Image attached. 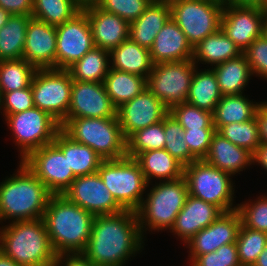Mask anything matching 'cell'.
Wrapping results in <instances>:
<instances>
[{"mask_svg":"<svg viewBox=\"0 0 267 266\" xmlns=\"http://www.w3.org/2000/svg\"><path fill=\"white\" fill-rule=\"evenodd\" d=\"M222 213L224 212L219 207L188 195L185 205L170 230L186 243L200 230L213 223Z\"/></svg>","mask_w":267,"mask_h":266,"instance_id":"cell-22","label":"cell"},{"mask_svg":"<svg viewBox=\"0 0 267 266\" xmlns=\"http://www.w3.org/2000/svg\"><path fill=\"white\" fill-rule=\"evenodd\" d=\"M144 175L147 184L152 178L160 181L177 180L183 176L184 166L165 149L149 150L134 158Z\"/></svg>","mask_w":267,"mask_h":266,"instance_id":"cell-27","label":"cell"},{"mask_svg":"<svg viewBox=\"0 0 267 266\" xmlns=\"http://www.w3.org/2000/svg\"><path fill=\"white\" fill-rule=\"evenodd\" d=\"M63 195L94 216L112 215L124 211L98 172L77 176Z\"/></svg>","mask_w":267,"mask_h":266,"instance_id":"cell-15","label":"cell"},{"mask_svg":"<svg viewBox=\"0 0 267 266\" xmlns=\"http://www.w3.org/2000/svg\"><path fill=\"white\" fill-rule=\"evenodd\" d=\"M110 53L94 47L67 70L73 80L104 83L110 69Z\"/></svg>","mask_w":267,"mask_h":266,"instance_id":"cell-34","label":"cell"},{"mask_svg":"<svg viewBox=\"0 0 267 266\" xmlns=\"http://www.w3.org/2000/svg\"><path fill=\"white\" fill-rule=\"evenodd\" d=\"M60 126L74 141L89 146L104 160L127 156V142L117 115L113 118H65Z\"/></svg>","mask_w":267,"mask_h":266,"instance_id":"cell-5","label":"cell"},{"mask_svg":"<svg viewBox=\"0 0 267 266\" xmlns=\"http://www.w3.org/2000/svg\"><path fill=\"white\" fill-rule=\"evenodd\" d=\"M242 52L235 43L219 29L207 36L193 48V62L216 66L222 62L238 57Z\"/></svg>","mask_w":267,"mask_h":266,"instance_id":"cell-30","label":"cell"},{"mask_svg":"<svg viewBox=\"0 0 267 266\" xmlns=\"http://www.w3.org/2000/svg\"><path fill=\"white\" fill-rule=\"evenodd\" d=\"M0 250L21 266H54L57 256L43 218L2 226Z\"/></svg>","mask_w":267,"mask_h":266,"instance_id":"cell-4","label":"cell"},{"mask_svg":"<svg viewBox=\"0 0 267 266\" xmlns=\"http://www.w3.org/2000/svg\"><path fill=\"white\" fill-rule=\"evenodd\" d=\"M0 266H21L0 250Z\"/></svg>","mask_w":267,"mask_h":266,"instance_id":"cell-54","label":"cell"},{"mask_svg":"<svg viewBox=\"0 0 267 266\" xmlns=\"http://www.w3.org/2000/svg\"><path fill=\"white\" fill-rule=\"evenodd\" d=\"M238 259L241 266H253L265 249L267 233L249 229L241 224L236 240Z\"/></svg>","mask_w":267,"mask_h":266,"instance_id":"cell-40","label":"cell"},{"mask_svg":"<svg viewBox=\"0 0 267 266\" xmlns=\"http://www.w3.org/2000/svg\"><path fill=\"white\" fill-rule=\"evenodd\" d=\"M169 113L183 129L215 128L213 113L199 109L188 102L173 106Z\"/></svg>","mask_w":267,"mask_h":266,"instance_id":"cell-42","label":"cell"},{"mask_svg":"<svg viewBox=\"0 0 267 266\" xmlns=\"http://www.w3.org/2000/svg\"><path fill=\"white\" fill-rule=\"evenodd\" d=\"M149 50L153 64L179 62L193 58L192 46L172 18L158 32Z\"/></svg>","mask_w":267,"mask_h":266,"instance_id":"cell-23","label":"cell"},{"mask_svg":"<svg viewBox=\"0 0 267 266\" xmlns=\"http://www.w3.org/2000/svg\"><path fill=\"white\" fill-rule=\"evenodd\" d=\"M215 132V128L184 129V138L189 150L198 160H204L207 156Z\"/></svg>","mask_w":267,"mask_h":266,"instance_id":"cell-48","label":"cell"},{"mask_svg":"<svg viewBox=\"0 0 267 266\" xmlns=\"http://www.w3.org/2000/svg\"><path fill=\"white\" fill-rule=\"evenodd\" d=\"M262 35L267 39V13H266V16H265L264 22H263Z\"/></svg>","mask_w":267,"mask_h":266,"instance_id":"cell-57","label":"cell"},{"mask_svg":"<svg viewBox=\"0 0 267 266\" xmlns=\"http://www.w3.org/2000/svg\"><path fill=\"white\" fill-rule=\"evenodd\" d=\"M127 156L135 158L138 154L149 151L164 149V119L134 132L127 140Z\"/></svg>","mask_w":267,"mask_h":266,"instance_id":"cell-38","label":"cell"},{"mask_svg":"<svg viewBox=\"0 0 267 266\" xmlns=\"http://www.w3.org/2000/svg\"><path fill=\"white\" fill-rule=\"evenodd\" d=\"M164 134V149L183 166L198 160L189 150L183 127L170 113L164 118Z\"/></svg>","mask_w":267,"mask_h":266,"instance_id":"cell-39","label":"cell"},{"mask_svg":"<svg viewBox=\"0 0 267 266\" xmlns=\"http://www.w3.org/2000/svg\"><path fill=\"white\" fill-rule=\"evenodd\" d=\"M87 14L95 47L107 51L129 38V26L122 17L100 9L95 3L82 6Z\"/></svg>","mask_w":267,"mask_h":266,"instance_id":"cell-21","label":"cell"},{"mask_svg":"<svg viewBox=\"0 0 267 266\" xmlns=\"http://www.w3.org/2000/svg\"><path fill=\"white\" fill-rule=\"evenodd\" d=\"M53 143L67 157L69 168L76 177L97 172L104 160L92 148L74 141L62 129L57 132Z\"/></svg>","mask_w":267,"mask_h":266,"instance_id":"cell-26","label":"cell"},{"mask_svg":"<svg viewBox=\"0 0 267 266\" xmlns=\"http://www.w3.org/2000/svg\"><path fill=\"white\" fill-rule=\"evenodd\" d=\"M7 125L13 131L16 146L23 161L32 151L53 143L60 123L48 112L33 107L26 111L8 115Z\"/></svg>","mask_w":267,"mask_h":266,"instance_id":"cell-10","label":"cell"},{"mask_svg":"<svg viewBox=\"0 0 267 266\" xmlns=\"http://www.w3.org/2000/svg\"><path fill=\"white\" fill-rule=\"evenodd\" d=\"M217 132L234 145L245 148L252 154L261 144L256 116L247 122L223 125Z\"/></svg>","mask_w":267,"mask_h":266,"instance_id":"cell-41","label":"cell"},{"mask_svg":"<svg viewBox=\"0 0 267 266\" xmlns=\"http://www.w3.org/2000/svg\"><path fill=\"white\" fill-rule=\"evenodd\" d=\"M253 75L267 80V39L261 35L243 52Z\"/></svg>","mask_w":267,"mask_h":266,"instance_id":"cell-47","label":"cell"},{"mask_svg":"<svg viewBox=\"0 0 267 266\" xmlns=\"http://www.w3.org/2000/svg\"><path fill=\"white\" fill-rule=\"evenodd\" d=\"M33 107L34 103L31 86L11 92H0V110L3 108L5 118L8 115L26 111Z\"/></svg>","mask_w":267,"mask_h":266,"instance_id":"cell-46","label":"cell"},{"mask_svg":"<svg viewBox=\"0 0 267 266\" xmlns=\"http://www.w3.org/2000/svg\"><path fill=\"white\" fill-rule=\"evenodd\" d=\"M191 266H241L236 243L220 246L216 251L196 256Z\"/></svg>","mask_w":267,"mask_h":266,"instance_id":"cell-45","label":"cell"},{"mask_svg":"<svg viewBox=\"0 0 267 266\" xmlns=\"http://www.w3.org/2000/svg\"><path fill=\"white\" fill-rule=\"evenodd\" d=\"M171 18L168 0H152L145 11L129 26V38L150 49L156 35Z\"/></svg>","mask_w":267,"mask_h":266,"instance_id":"cell-24","label":"cell"},{"mask_svg":"<svg viewBox=\"0 0 267 266\" xmlns=\"http://www.w3.org/2000/svg\"><path fill=\"white\" fill-rule=\"evenodd\" d=\"M117 109L104 83L73 80L66 118H113Z\"/></svg>","mask_w":267,"mask_h":266,"instance_id":"cell-18","label":"cell"},{"mask_svg":"<svg viewBox=\"0 0 267 266\" xmlns=\"http://www.w3.org/2000/svg\"><path fill=\"white\" fill-rule=\"evenodd\" d=\"M36 71L23 58L0 61V92L30 87Z\"/></svg>","mask_w":267,"mask_h":266,"instance_id":"cell-37","label":"cell"},{"mask_svg":"<svg viewBox=\"0 0 267 266\" xmlns=\"http://www.w3.org/2000/svg\"><path fill=\"white\" fill-rule=\"evenodd\" d=\"M56 69L67 70L95 47L87 14L81 10L56 26Z\"/></svg>","mask_w":267,"mask_h":266,"instance_id":"cell-14","label":"cell"},{"mask_svg":"<svg viewBox=\"0 0 267 266\" xmlns=\"http://www.w3.org/2000/svg\"><path fill=\"white\" fill-rule=\"evenodd\" d=\"M224 5L259 8V0H222Z\"/></svg>","mask_w":267,"mask_h":266,"instance_id":"cell-53","label":"cell"},{"mask_svg":"<svg viewBox=\"0 0 267 266\" xmlns=\"http://www.w3.org/2000/svg\"><path fill=\"white\" fill-rule=\"evenodd\" d=\"M241 224L242 219L237 209L222 213L213 223L186 242L190 250L189 260L214 252L222 245L235 243Z\"/></svg>","mask_w":267,"mask_h":266,"instance_id":"cell-19","label":"cell"},{"mask_svg":"<svg viewBox=\"0 0 267 266\" xmlns=\"http://www.w3.org/2000/svg\"><path fill=\"white\" fill-rule=\"evenodd\" d=\"M253 266H267V243L265 249L259 254L258 259Z\"/></svg>","mask_w":267,"mask_h":266,"instance_id":"cell-55","label":"cell"},{"mask_svg":"<svg viewBox=\"0 0 267 266\" xmlns=\"http://www.w3.org/2000/svg\"><path fill=\"white\" fill-rule=\"evenodd\" d=\"M188 195L184 176L177 180L156 183L136 211L142 236L144 237L143 232L147 228L151 231L171 229Z\"/></svg>","mask_w":267,"mask_h":266,"instance_id":"cell-6","label":"cell"},{"mask_svg":"<svg viewBox=\"0 0 267 266\" xmlns=\"http://www.w3.org/2000/svg\"><path fill=\"white\" fill-rule=\"evenodd\" d=\"M211 68L216 75L222 96L242 94L253 75L244 53Z\"/></svg>","mask_w":267,"mask_h":266,"instance_id":"cell-29","label":"cell"},{"mask_svg":"<svg viewBox=\"0 0 267 266\" xmlns=\"http://www.w3.org/2000/svg\"><path fill=\"white\" fill-rule=\"evenodd\" d=\"M10 16L11 14L8 11L0 7V28L7 23Z\"/></svg>","mask_w":267,"mask_h":266,"instance_id":"cell-56","label":"cell"},{"mask_svg":"<svg viewBox=\"0 0 267 266\" xmlns=\"http://www.w3.org/2000/svg\"><path fill=\"white\" fill-rule=\"evenodd\" d=\"M0 7L11 15H32L33 0H0Z\"/></svg>","mask_w":267,"mask_h":266,"instance_id":"cell-49","label":"cell"},{"mask_svg":"<svg viewBox=\"0 0 267 266\" xmlns=\"http://www.w3.org/2000/svg\"><path fill=\"white\" fill-rule=\"evenodd\" d=\"M204 161L234 176L253 164V154L234 145L216 131L211 138L210 149Z\"/></svg>","mask_w":267,"mask_h":266,"instance_id":"cell-25","label":"cell"},{"mask_svg":"<svg viewBox=\"0 0 267 266\" xmlns=\"http://www.w3.org/2000/svg\"><path fill=\"white\" fill-rule=\"evenodd\" d=\"M259 137L261 143H267V102H260L256 111Z\"/></svg>","mask_w":267,"mask_h":266,"instance_id":"cell-51","label":"cell"},{"mask_svg":"<svg viewBox=\"0 0 267 266\" xmlns=\"http://www.w3.org/2000/svg\"><path fill=\"white\" fill-rule=\"evenodd\" d=\"M111 69L136 74L147 79L153 67L150 50L130 38L110 52Z\"/></svg>","mask_w":267,"mask_h":266,"instance_id":"cell-28","label":"cell"},{"mask_svg":"<svg viewBox=\"0 0 267 266\" xmlns=\"http://www.w3.org/2000/svg\"><path fill=\"white\" fill-rule=\"evenodd\" d=\"M189 195L219 207L223 212L237 209L233 207V181L230 174L197 160L184 166Z\"/></svg>","mask_w":267,"mask_h":266,"instance_id":"cell-9","label":"cell"},{"mask_svg":"<svg viewBox=\"0 0 267 266\" xmlns=\"http://www.w3.org/2000/svg\"><path fill=\"white\" fill-rule=\"evenodd\" d=\"M171 18L194 48L220 29L222 0H168Z\"/></svg>","mask_w":267,"mask_h":266,"instance_id":"cell-8","label":"cell"},{"mask_svg":"<svg viewBox=\"0 0 267 266\" xmlns=\"http://www.w3.org/2000/svg\"><path fill=\"white\" fill-rule=\"evenodd\" d=\"M195 68L193 60L154 64L146 88L170 110L186 102Z\"/></svg>","mask_w":267,"mask_h":266,"instance_id":"cell-12","label":"cell"},{"mask_svg":"<svg viewBox=\"0 0 267 266\" xmlns=\"http://www.w3.org/2000/svg\"><path fill=\"white\" fill-rule=\"evenodd\" d=\"M259 8L267 11V0H259Z\"/></svg>","mask_w":267,"mask_h":266,"instance_id":"cell-58","label":"cell"},{"mask_svg":"<svg viewBox=\"0 0 267 266\" xmlns=\"http://www.w3.org/2000/svg\"><path fill=\"white\" fill-rule=\"evenodd\" d=\"M257 198L254 202L237 204V210L245 227L267 233V197Z\"/></svg>","mask_w":267,"mask_h":266,"instance_id":"cell-43","label":"cell"},{"mask_svg":"<svg viewBox=\"0 0 267 266\" xmlns=\"http://www.w3.org/2000/svg\"><path fill=\"white\" fill-rule=\"evenodd\" d=\"M53 194L20 161L17 173L0 182V222L41 219Z\"/></svg>","mask_w":267,"mask_h":266,"instance_id":"cell-3","label":"cell"},{"mask_svg":"<svg viewBox=\"0 0 267 266\" xmlns=\"http://www.w3.org/2000/svg\"><path fill=\"white\" fill-rule=\"evenodd\" d=\"M94 217L64 195H52L43 220L55 254L83 253L90 238Z\"/></svg>","mask_w":267,"mask_h":266,"instance_id":"cell-2","label":"cell"},{"mask_svg":"<svg viewBox=\"0 0 267 266\" xmlns=\"http://www.w3.org/2000/svg\"><path fill=\"white\" fill-rule=\"evenodd\" d=\"M259 103L247 99L243 94L222 96L213 112V125L218 131L223 125L247 122L256 116Z\"/></svg>","mask_w":267,"mask_h":266,"instance_id":"cell-31","label":"cell"},{"mask_svg":"<svg viewBox=\"0 0 267 266\" xmlns=\"http://www.w3.org/2000/svg\"><path fill=\"white\" fill-rule=\"evenodd\" d=\"M82 6L95 3L97 0H77Z\"/></svg>","mask_w":267,"mask_h":266,"instance_id":"cell-59","label":"cell"},{"mask_svg":"<svg viewBox=\"0 0 267 266\" xmlns=\"http://www.w3.org/2000/svg\"><path fill=\"white\" fill-rule=\"evenodd\" d=\"M97 172L117 203L124 210L136 212L149 187L138 162L128 156L103 160Z\"/></svg>","mask_w":267,"mask_h":266,"instance_id":"cell-7","label":"cell"},{"mask_svg":"<svg viewBox=\"0 0 267 266\" xmlns=\"http://www.w3.org/2000/svg\"><path fill=\"white\" fill-rule=\"evenodd\" d=\"M104 86L117 109L141 94L147 87V79L136 74L110 68L104 79Z\"/></svg>","mask_w":267,"mask_h":266,"instance_id":"cell-32","label":"cell"},{"mask_svg":"<svg viewBox=\"0 0 267 266\" xmlns=\"http://www.w3.org/2000/svg\"><path fill=\"white\" fill-rule=\"evenodd\" d=\"M31 15H11L0 28V61L20 59L23 56L27 24Z\"/></svg>","mask_w":267,"mask_h":266,"instance_id":"cell-35","label":"cell"},{"mask_svg":"<svg viewBox=\"0 0 267 266\" xmlns=\"http://www.w3.org/2000/svg\"><path fill=\"white\" fill-rule=\"evenodd\" d=\"M221 98L222 94L212 68L198 72L196 67L186 102L213 113Z\"/></svg>","mask_w":267,"mask_h":266,"instance_id":"cell-33","label":"cell"},{"mask_svg":"<svg viewBox=\"0 0 267 266\" xmlns=\"http://www.w3.org/2000/svg\"><path fill=\"white\" fill-rule=\"evenodd\" d=\"M143 241L136 212L97 215L83 254L95 266H124L130 257L142 251Z\"/></svg>","mask_w":267,"mask_h":266,"instance_id":"cell-1","label":"cell"},{"mask_svg":"<svg viewBox=\"0 0 267 266\" xmlns=\"http://www.w3.org/2000/svg\"><path fill=\"white\" fill-rule=\"evenodd\" d=\"M169 109L147 88L117 108L122 134L127 140L134 132L162 121Z\"/></svg>","mask_w":267,"mask_h":266,"instance_id":"cell-17","label":"cell"},{"mask_svg":"<svg viewBox=\"0 0 267 266\" xmlns=\"http://www.w3.org/2000/svg\"><path fill=\"white\" fill-rule=\"evenodd\" d=\"M152 0H97L95 4L102 10L122 17L129 24L135 21Z\"/></svg>","mask_w":267,"mask_h":266,"instance_id":"cell-44","label":"cell"},{"mask_svg":"<svg viewBox=\"0 0 267 266\" xmlns=\"http://www.w3.org/2000/svg\"><path fill=\"white\" fill-rule=\"evenodd\" d=\"M72 83L68 70L37 69L31 83L34 106L61 123L68 114Z\"/></svg>","mask_w":267,"mask_h":266,"instance_id":"cell-11","label":"cell"},{"mask_svg":"<svg viewBox=\"0 0 267 266\" xmlns=\"http://www.w3.org/2000/svg\"><path fill=\"white\" fill-rule=\"evenodd\" d=\"M23 162L53 195H63L76 178L67 157L54 143L32 151Z\"/></svg>","mask_w":267,"mask_h":266,"instance_id":"cell-13","label":"cell"},{"mask_svg":"<svg viewBox=\"0 0 267 266\" xmlns=\"http://www.w3.org/2000/svg\"><path fill=\"white\" fill-rule=\"evenodd\" d=\"M266 13L267 11L256 7L224 5L220 29L243 53L262 35Z\"/></svg>","mask_w":267,"mask_h":266,"instance_id":"cell-16","label":"cell"},{"mask_svg":"<svg viewBox=\"0 0 267 266\" xmlns=\"http://www.w3.org/2000/svg\"><path fill=\"white\" fill-rule=\"evenodd\" d=\"M56 26L31 17L22 58L37 69H56Z\"/></svg>","mask_w":267,"mask_h":266,"instance_id":"cell-20","label":"cell"},{"mask_svg":"<svg viewBox=\"0 0 267 266\" xmlns=\"http://www.w3.org/2000/svg\"><path fill=\"white\" fill-rule=\"evenodd\" d=\"M261 164L262 168L267 171V143H261L253 154V164Z\"/></svg>","mask_w":267,"mask_h":266,"instance_id":"cell-52","label":"cell"},{"mask_svg":"<svg viewBox=\"0 0 267 266\" xmlns=\"http://www.w3.org/2000/svg\"><path fill=\"white\" fill-rule=\"evenodd\" d=\"M82 10L77 0H33L32 17L53 26L72 19Z\"/></svg>","mask_w":267,"mask_h":266,"instance_id":"cell-36","label":"cell"},{"mask_svg":"<svg viewBox=\"0 0 267 266\" xmlns=\"http://www.w3.org/2000/svg\"><path fill=\"white\" fill-rule=\"evenodd\" d=\"M54 266H95V265L83 253H66V254H59L56 256Z\"/></svg>","mask_w":267,"mask_h":266,"instance_id":"cell-50","label":"cell"}]
</instances>
